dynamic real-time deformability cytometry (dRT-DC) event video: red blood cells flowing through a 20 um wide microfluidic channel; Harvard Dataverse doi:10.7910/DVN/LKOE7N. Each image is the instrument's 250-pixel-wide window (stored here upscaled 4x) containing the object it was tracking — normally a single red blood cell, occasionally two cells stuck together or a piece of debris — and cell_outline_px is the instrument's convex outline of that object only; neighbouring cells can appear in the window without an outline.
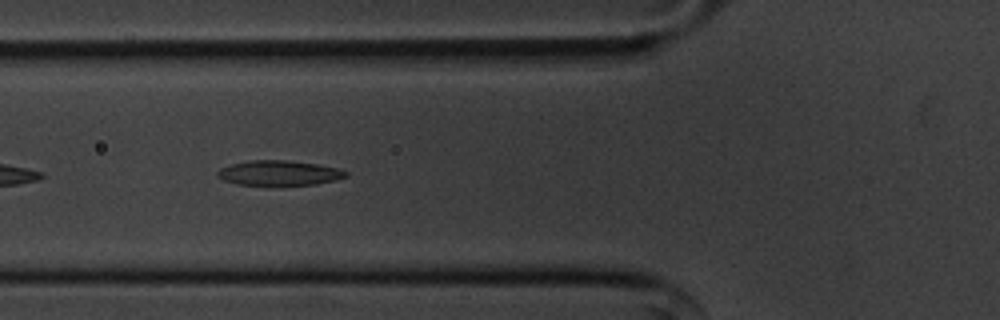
{"species": "common noctule bat (a hibernating species)", "species_latin": "Nyctalus noctula", "temperature_condition": "cold", "stored_images_in_passage": 36, "camera_frame_rate_fps": 3000, "um_per_image_px": 0.085, "animal": {"sex": "male", "body_mass_g": 20.1, "forearm_length_mm": 53.5}, "frame": {"image": 1, "passage_image": 5, "time_ms": 1.333, "image_size_px": [1000, 320], "cell_outline_px": [[348, 176], [336, 180], [316, 184], [272, 188], [236, 184], [224, 180], [216, 176], [216, 172], [220, 168], [232, 164], [252, 160], [284, 160], [316, 164], [340, 168], [348, 172]], "centroid_in_image_um": [23.72, 14.75], "position_along_channel_um": 102.1, "area_um2": 19.54}}
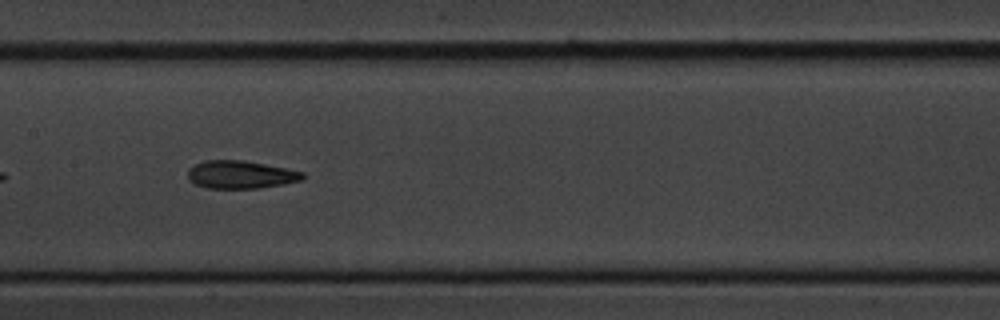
{"frame": {"image": 2, "passage_image": 12, "time_ms": 3.667, "image_size_px": [1000, 320], "cell_outline_px": [[304, 180], [284, 184], [260, 188], [208, 188], [196, 184], [188, 180], [188, 168], [204, 160], [244, 160], [304, 172]], "centroid_in_image_um": [20.45, 14.84], "position_along_channel_um": 186.9, "area_um2": 18.67}}
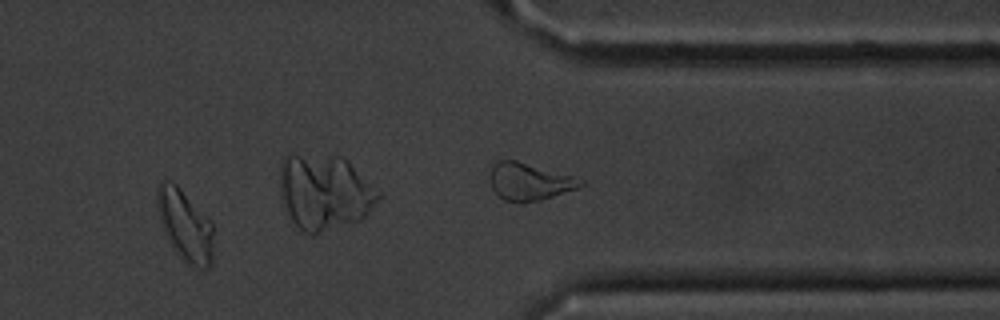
{"frame": {"image": 3, "passage_image": 27, "time_ms": 8.667, "image_size_px": [1000, 320], "cell_outline_px": [[212, 264], [208, 268], [196, 272], [172, 248], [164, 232], [160, 220], [156, 204], [156, 188], [160, 180], [168, 180], [176, 184], [180, 188], [212, 224]], "centroid_in_image_um": [15.7, 19.2], "position_along_channel_um": 395.7, "area_um2": 23.47}, "authors_computed_cell_mechanics": {"area_um2": 19.0451, "velocity_mm_per_s": 3.6057, "shape_relaxation_time_tau1_ms": 4.1177, "shape_relaxation_time_tau2_ms": 2.4419, "deformation_change_tau1": 0.1412, "deformation_change_tau2": 0.0949}}